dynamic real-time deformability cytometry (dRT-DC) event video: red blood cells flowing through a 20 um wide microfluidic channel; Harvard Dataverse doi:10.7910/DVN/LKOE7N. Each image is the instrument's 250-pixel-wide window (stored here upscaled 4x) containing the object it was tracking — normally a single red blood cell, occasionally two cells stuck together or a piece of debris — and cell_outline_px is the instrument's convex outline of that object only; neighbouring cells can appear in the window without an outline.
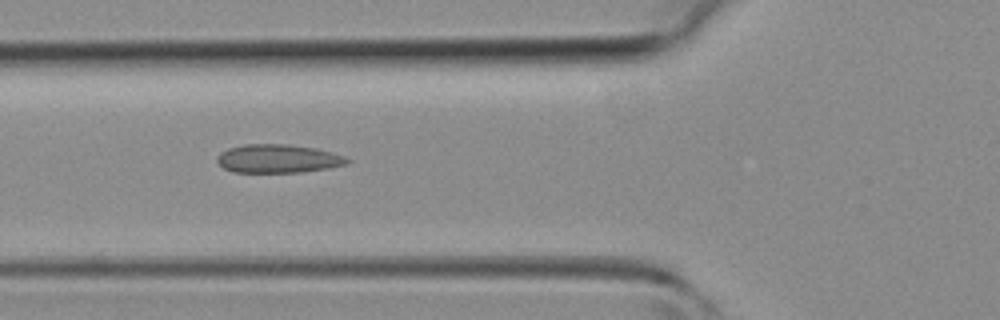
{"species": "common noctule bat (a hibernating species)", "species_latin": "Nyctalus noctula", "temperature_condition": "room temperature", "stored_images_in_passage": 43, "segment_of_instrument_passage": [1, 2], "camera_frame_rate_fps": 3000, "um_per_image_px": 0.085, "animal": {"sex": "female", "body_mass_g": 19.3, "forearm_length_mm": 54.1}, "frame": {"image": 1, "passage_image": 15, "time_ms": 4.667, "image_size_px": [1000, 320], "cell_outline_px": [[352, 160], [348, 164], [328, 168], [300, 172], [232, 172], [224, 168], [216, 160], [216, 156], [220, 152], [228, 148], [244, 144], [288, 144], [312, 148], [332, 152], [344, 156]], "centroid_in_image_um": [23.62, 13.48], "position_along_channel_um": 102.2, "area_um2": 21.62}}
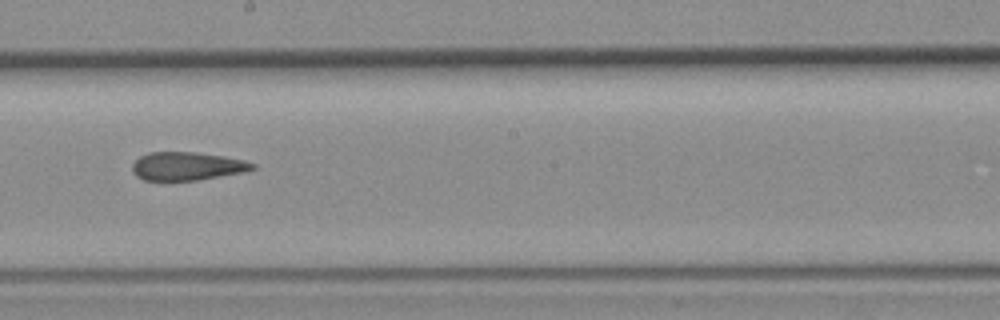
{"frame": {"image": 2, "passage_image": 23, "time_ms": 7.333, "image_size_px": [1000, 320], "cell_outline_px": [[256, 168], [244, 172], [200, 180], [144, 180], [136, 176], [132, 172], [132, 164], [140, 156], [152, 152], [196, 152], [224, 156], [244, 160], [256, 164]], "centroid_in_image_um": [15.92, 14.12], "position_along_channel_um": 232.3, "area_um2": 19.88}}
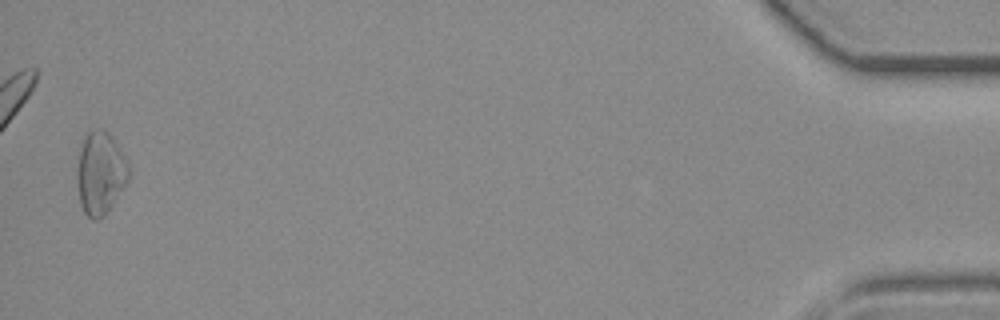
{"frame": {"image": 3, "passage_image": 41, "time_ms": 13.333, "image_size_px": [1000, 320], "cell_outline_px": [[128, 180], [104, 216], [96, 220], [88, 216], [84, 212], [80, 204], [76, 176], [76, 172], [80, 152], [84, 140], [88, 132], [96, 128], [108, 132], [112, 136], [124, 156], [128, 164]], "centroid_in_image_um": [8.51, 14.72], "position_along_channel_um": 426.7, "area_um2": 24.45}}